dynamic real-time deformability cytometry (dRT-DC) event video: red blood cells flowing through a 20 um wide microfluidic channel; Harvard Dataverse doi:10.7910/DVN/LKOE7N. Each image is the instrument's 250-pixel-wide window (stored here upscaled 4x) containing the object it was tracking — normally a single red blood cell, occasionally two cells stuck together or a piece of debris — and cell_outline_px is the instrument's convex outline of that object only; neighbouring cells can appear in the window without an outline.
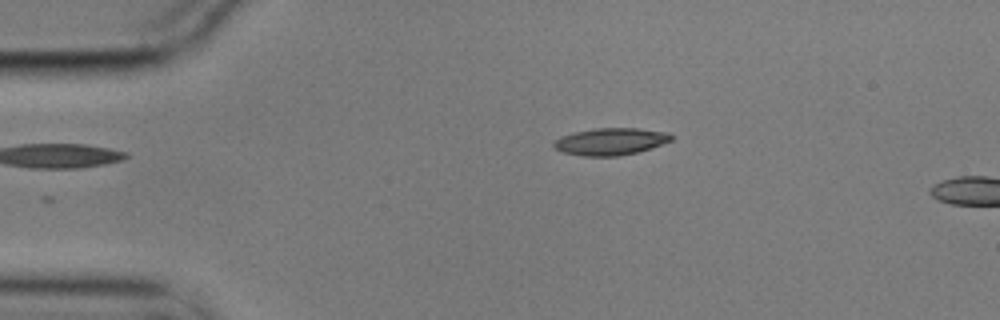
{"species": "common noctule bat (a hibernating species)", "species_latin": "Nyctalus noctula", "temperature_condition": "cold", "stored_images_in_passage": 3, "camera_frame_rate_fps": 3000, "um_per_image_px": 0.085, "animal": {"sex": "male", "body_mass_g": 17.9}, "frame": {"image": 1, "passage_image": 2, "time_ms": 0.333, "image_size_px": [1000, 320], "cell_outline_px": [[672, 140], [652, 148], [636, 152], [616, 156], [584, 156], [564, 152], [556, 148], [552, 144], [560, 136], [576, 132], [596, 128], [636, 128], [668, 132], [672, 136]], "centroid_in_image_um": [51.92, 12.02], "position_along_channel_um": 33.1, "area_um2": 18.32}}